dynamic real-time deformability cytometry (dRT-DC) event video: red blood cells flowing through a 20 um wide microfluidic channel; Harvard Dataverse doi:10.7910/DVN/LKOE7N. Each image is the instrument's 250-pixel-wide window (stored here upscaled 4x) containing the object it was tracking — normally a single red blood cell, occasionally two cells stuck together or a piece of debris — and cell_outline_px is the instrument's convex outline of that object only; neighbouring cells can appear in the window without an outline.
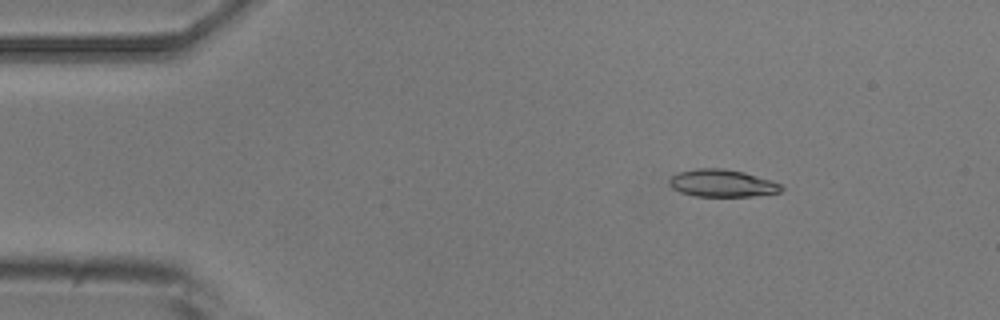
{"species": "common noctule bat (a hibernating species)", "species_latin": "Nyctalus noctula", "temperature_condition": "room temperature", "stored_images_in_passage": 4, "camera_frame_rate_fps": 3000, "um_per_image_px": 0.085, "animal": {"sex": "male", "body_mass_g": 20.5, "forearm_length_mm": 52.5}, "frame": {"image": 1, "passage_image": 2, "time_ms": 1.333, "image_size_px": [1000, 320], "cell_outline_px": [[784, 188], [780, 192], [752, 196], [696, 196], [680, 192], [672, 188], [668, 184], [668, 180], [676, 172], [696, 168], [724, 168], [744, 172], [772, 180], [780, 184]], "centroid_in_image_um": [61.35, 15.56], "position_along_channel_um": 23.6, "area_um2": 18.03}}